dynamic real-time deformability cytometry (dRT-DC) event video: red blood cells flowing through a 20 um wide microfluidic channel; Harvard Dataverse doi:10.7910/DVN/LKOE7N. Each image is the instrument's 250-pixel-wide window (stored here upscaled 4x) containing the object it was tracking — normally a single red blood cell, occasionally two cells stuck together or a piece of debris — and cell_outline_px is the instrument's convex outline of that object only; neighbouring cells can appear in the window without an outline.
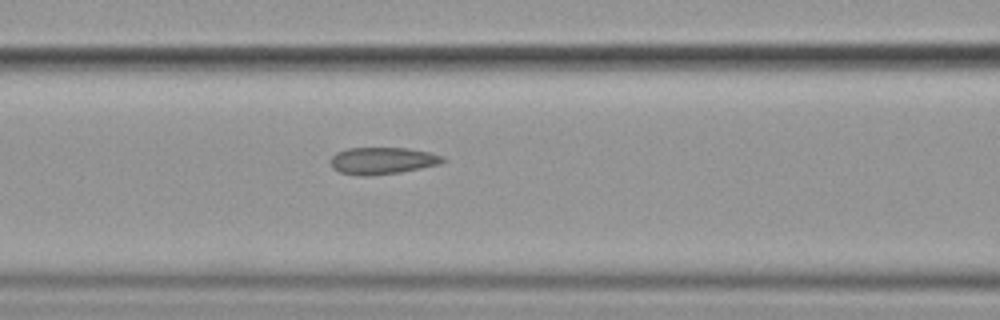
{"species": "common noctule bat (a hibernating species)", "species_latin": "Nyctalus noctula", "temperature_condition": "cold", "stored_images_in_passage": 5, "camera_frame_rate_fps": 3000, "um_per_image_px": 0.085, "animal": {"sex": "female", "body_mass_g": 19.9}, "frame": {"image": 1, "passage_image": 5, "time_ms": 5.667, "image_size_px": [1000, 320], "cell_outline_px": [[444, 160], [436, 164], [420, 168], [400, 172], [368, 176], [360, 176], [340, 172], [332, 168], [332, 156], [336, 152], [348, 148], [408, 148], [428, 152], [444, 156]], "centroid_in_image_um": [32.46, 13.66], "position_along_channel_um": 134.1, "area_um2": 17.4}}